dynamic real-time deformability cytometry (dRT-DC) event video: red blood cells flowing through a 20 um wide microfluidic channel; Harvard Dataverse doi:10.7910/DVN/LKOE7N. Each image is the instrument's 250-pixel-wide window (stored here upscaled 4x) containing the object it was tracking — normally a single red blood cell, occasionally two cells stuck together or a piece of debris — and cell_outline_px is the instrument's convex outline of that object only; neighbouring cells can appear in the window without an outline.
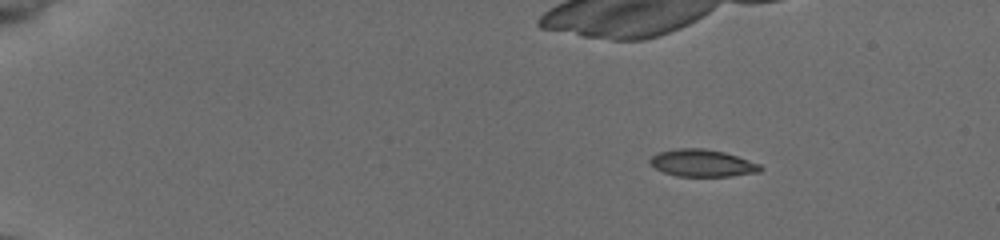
{"species": "common noctule bat (a hibernating species)", "species_latin": "Nyctalus noctula", "temperature_condition": "cold", "stored_images_in_passage": 28, "camera_frame_rate_fps": 3000, "um_per_image_px": 0.085, "animal": {"sex": "female", "body_mass_g": 19.5, "forearm_length_mm": 54.1}, "frame": {"image": 1, "passage_image": 9, "time_ms": 2.667, "image_size_px": [1000, 240], "cell_outline_px": [[764, 168], [760, 172], [732, 176], [676, 176], [664, 172], [656, 168], [648, 160], [652, 156], [660, 152], [680, 148], [704, 148], [724, 152], [760, 164]], "centroid_in_image_um": [59.73, 13.87], "position_along_channel_um": 25.3, "area_um2": 17.34}}